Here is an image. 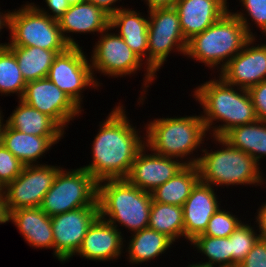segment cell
Listing matches in <instances>:
<instances>
[{"instance_id": "obj_2", "label": "cell", "mask_w": 266, "mask_h": 267, "mask_svg": "<svg viewBox=\"0 0 266 267\" xmlns=\"http://www.w3.org/2000/svg\"><path fill=\"white\" fill-rule=\"evenodd\" d=\"M217 76L196 86L192 97L203 110L200 113L208 135L222 137L231 128L253 123L258 118L248 90Z\"/></svg>"}, {"instance_id": "obj_34", "label": "cell", "mask_w": 266, "mask_h": 267, "mask_svg": "<svg viewBox=\"0 0 266 267\" xmlns=\"http://www.w3.org/2000/svg\"><path fill=\"white\" fill-rule=\"evenodd\" d=\"M242 222L241 218L221 206L211 217L203 235L229 237Z\"/></svg>"}, {"instance_id": "obj_21", "label": "cell", "mask_w": 266, "mask_h": 267, "mask_svg": "<svg viewBox=\"0 0 266 267\" xmlns=\"http://www.w3.org/2000/svg\"><path fill=\"white\" fill-rule=\"evenodd\" d=\"M8 222L19 230L24 241L34 249H53L54 238L51 217L40 207L21 208L9 213Z\"/></svg>"}, {"instance_id": "obj_26", "label": "cell", "mask_w": 266, "mask_h": 267, "mask_svg": "<svg viewBox=\"0 0 266 267\" xmlns=\"http://www.w3.org/2000/svg\"><path fill=\"white\" fill-rule=\"evenodd\" d=\"M222 138L232 147L252 156L259 165L266 157V121L257 120L233 127Z\"/></svg>"}, {"instance_id": "obj_16", "label": "cell", "mask_w": 266, "mask_h": 267, "mask_svg": "<svg viewBox=\"0 0 266 267\" xmlns=\"http://www.w3.org/2000/svg\"><path fill=\"white\" fill-rule=\"evenodd\" d=\"M185 166L180 160L156 154L145 145L137 154L126 179L139 189L152 192Z\"/></svg>"}, {"instance_id": "obj_33", "label": "cell", "mask_w": 266, "mask_h": 267, "mask_svg": "<svg viewBox=\"0 0 266 267\" xmlns=\"http://www.w3.org/2000/svg\"><path fill=\"white\" fill-rule=\"evenodd\" d=\"M239 3H241V8L243 7L242 12L240 10L233 12L231 9L229 11L240 20L251 37H258L257 32L253 33V25L254 28L255 26L259 28L262 32L260 34L266 36V0H239Z\"/></svg>"}, {"instance_id": "obj_14", "label": "cell", "mask_w": 266, "mask_h": 267, "mask_svg": "<svg viewBox=\"0 0 266 267\" xmlns=\"http://www.w3.org/2000/svg\"><path fill=\"white\" fill-rule=\"evenodd\" d=\"M21 100L51 117L64 131L70 121L83 115V110L47 77L27 82Z\"/></svg>"}, {"instance_id": "obj_46", "label": "cell", "mask_w": 266, "mask_h": 267, "mask_svg": "<svg viewBox=\"0 0 266 267\" xmlns=\"http://www.w3.org/2000/svg\"><path fill=\"white\" fill-rule=\"evenodd\" d=\"M67 1H68V3H69L70 5H74V4L83 2V1H85V0H67Z\"/></svg>"}, {"instance_id": "obj_5", "label": "cell", "mask_w": 266, "mask_h": 267, "mask_svg": "<svg viewBox=\"0 0 266 267\" xmlns=\"http://www.w3.org/2000/svg\"><path fill=\"white\" fill-rule=\"evenodd\" d=\"M99 217L114 225L124 237L148 228L152 203L151 192L143 191L127 179H106L97 184ZM119 225V226H118Z\"/></svg>"}, {"instance_id": "obj_3", "label": "cell", "mask_w": 266, "mask_h": 267, "mask_svg": "<svg viewBox=\"0 0 266 267\" xmlns=\"http://www.w3.org/2000/svg\"><path fill=\"white\" fill-rule=\"evenodd\" d=\"M143 128L145 145L150 150L185 165H196L200 157L196 153L202 152L205 140H210L201 113L153 118Z\"/></svg>"}, {"instance_id": "obj_36", "label": "cell", "mask_w": 266, "mask_h": 267, "mask_svg": "<svg viewBox=\"0 0 266 267\" xmlns=\"http://www.w3.org/2000/svg\"><path fill=\"white\" fill-rule=\"evenodd\" d=\"M238 267H266V240L259 238Z\"/></svg>"}, {"instance_id": "obj_23", "label": "cell", "mask_w": 266, "mask_h": 267, "mask_svg": "<svg viewBox=\"0 0 266 267\" xmlns=\"http://www.w3.org/2000/svg\"><path fill=\"white\" fill-rule=\"evenodd\" d=\"M142 13L128 6L121 8L110 16L109 27L116 29L115 32L147 65L149 16Z\"/></svg>"}, {"instance_id": "obj_7", "label": "cell", "mask_w": 266, "mask_h": 267, "mask_svg": "<svg viewBox=\"0 0 266 267\" xmlns=\"http://www.w3.org/2000/svg\"><path fill=\"white\" fill-rule=\"evenodd\" d=\"M112 31V28L108 27L100 36H97L99 40L93 43V49L92 52H90L91 58L89 57V59L94 78L97 84L102 86L103 83L96 78L97 75H95V73L118 79V77L123 78L126 76L128 77V75L129 77L131 75L134 76L144 69L143 83L140 88L142 91H140V97L137 98L138 105H143L145 99H147L148 88H150L152 83L156 80L157 76L147 67L144 61L130 49L124 39L116 32Z\"/></svg>"}, {"instance_id": "obj_45", "label": "cell", "mask_w": 266, "mask_h": 267, "mask_svg": "<svg viewBox=\"0 0 266 267\" xmlns=\"http://www.w3.org/2000/svg\"><path fill=\"white\" fill-rule=\"evenodd\" d=\"M186 267H217V266H212V265H208V264H203V263H200V262H197V263H193L192 264H188V266Z\"/></svg>"}, {"instance_id": "obj_9", "label": "cell", "mask_w": 266, "mask_h": 267, "mask_svg": "<svg viewBox=\"0 0 266 267\" xmlns=\"http://www.w3.org/2000/svg\"><path fill=\"white\" fill-rule=\"evenodd\" d=\"M98 182L84 168H61L45 194L40 209L48 216L86 206H98Z\"/></svg>"}, {"instance_id": "obj_13", "label": "cell", "mask_w": 266, "mask_h": 267, "mask_svg": "<svg viewBox=\"0 0 266 267\" xmlns=\"http://www.w3.org/2000/svg\"><path fill=\"white\" fill-rule=\"evenodd\" d=\"M98 217V206L81 207L52 216L54 258L63 264L73 259L89 227Z\"/></svg>"}, {"instance_id": "obj_35", "label": "cell", "mask_w": 266, "mask_h": 267, "mask_svg": "<svg viewBox=\"0 0 266 267\" xmlns=\"http://www.w3.org/2000/svg\"><path fill=\"white\" fill-rule=\"evenodd\" d=\"M24 164L0 144V182L6 187L21 174Z\"/></svg>"}, {"instance_id": "obj_10", "label": "cell", "mask_w": 266, "mask_h": 267, "mask_svg": "<svg viewBox=\"0 0 266 267\" xmlns=\"http://www.w3.org/2000/svg\"><path fill=\"white\" fill-rule=\"evenodd\" d=\"M147 13V67L157 76V71L166 64L170 53L185 56L188 41L183 35L180 18L174 7L154 9Z\"/></svg>"}, {"instance_id": "obj_8", "label": "cell", "mask_w": 266, "mask_h": 267, "mask_svg": "<svg viewBox=\"0 0 266 267\" xmlns=\"http://www.w3.org/2000/svg\"><path fill=\"white\" fill-rule=\"evenodd\" d=\"M9 34L6 46H36L46 50L70 47L63 38L58 21L40 12L29 1L11 11Z\"/></svg>"}, {"instance_id": "obj_47", "label": "cell", "mask_w": 266, "mask_h": 267, "mask_svg": "<svg viewBox=\"0 0 266 267\" xmlns=\"http://www.w3.org/2000/svg\"><path fill=\"white\" fill-rule=\"evenodd\" d=\"M5 186L0 182V193H4Z\"/></svg>"}, {"instance_id": "obj_22", "label": "cell", "mask_w": 266, "mask_h": 267, "mask_svg": "<svg viewBox=\"0 0 266 267\" xmlns=\"http://www.w3.org/2000/svg\"><path fill=\"white\" fill-rule=\"evenodd\" d=\"M63 138L64 136L26 134L4 123L1 143L25 166L42 165L46 163L39 162L40 158L45 157V154L52 149V146L57 145Z\"/></svg>"}, {"instance_id": "obj_38", "label": "cell", "mask_w": 266, "mask_h": 267, "mask_svg": "<svg viewBox=\"0 0 266 267\" xmlns=\"http://www.w3.org/2000/svg\"><path fill=\"white\" fill-rule=\"evenodd\" d=\"M46 7H40L39 5L31 2L40 12L48 15L54 20H58L70 7L67 0H43ZM48 7V8H47ZM47 8V10H46Z\"/></svg>"}, {"instance_id": "obj_4", "label": "cell", "mask_w": 266, "mask_h": 267, "mask_svg": "<svg viewBox=\"0 0 266 267\" xmlns=\"http://www.w3.org/2000/svg\"><path fill=\"white\" fill-rule=\"evenodd\" d=\"M209 139L216 145L219 144V147L217 150L213 149L214 151L208 150L207 147L202 148L196 164L202 183L216 187L215 189L218 187L224 189V186L227 188L238 185L245 187L266 185V178L261 172L263 170L252 156L232 147L222 137L209 136Z\"/></svg>"}, {"instance_id": "obj_24", "label": "cell", "mask_w": 266, "mask_h": 267, "mask_svg": "<svg viewBox=\"0 0 266 267\" xmlns=\"http://www.w3.org/2000/svg\"><path fill=\"white\" fill-rule=\"evenodd\" d=\"M128 238L127 242L126 237L124 238V253L127 252V261L131 265L147 264L162 254H167L166 251L174 245L166 235L150 228L134 232Z\"/></svg>"}, {"instance_id": "obj_20", "label": "cell", "mask_w": 266, "mask_h": 267, "mask_svg": "<svg viewBox=\"0 0 266 267\" xmlns=\"http://www.w3.org/2000/svg\"><path fill=\"white\" fill-rule=\"evenodd\" d=\"M228 0H178L174 5L180 26L188 41L202 33L229 11Z\"/></svg>"}, {"instance_id": "obj_17", "label": "cell", "mask_w": 266, "mask_h": 267, "mask_svg": "<svg viewBox=\"0 0 266 267\" xmlns=\"http://www.w3.org/2000/svg\"><path fill=\"white\" fill-rule=\"evenodd\" d=\"M124 253V237L114 225L98 217L89 227L81 247L74 256L82 259L114 262Z\"/></svg>"}, {"instance_id": "obj_30", "label": "cell", "mask_w": 266, "mask_h": 267, "mask_svg": "<svg viewBox=\"0 0 266 267\" xmlns=\"http://www.w3.org/2000/svg\"><path fill=\"white\" fill-rule=\"evenodd\" d=\"M26 87V82L14 53L7 47H0V96L16 94L21 99Z\"/></svg>"}, {"instance_id": "obj_18", "label": "cell", "mask_w": 266, "mask_h": 267, "mask_svg": "<svg viewBox=\"0 0 266 267\" xmlns=\"http://www.w3.org/2000/svg\"><path fill=\"white\" fill-rule=\"evenodd\" d=\"M57 21L66 43L71 47H79V40L76 41L73 34L96 33L99 36L109 27L110 16L93 3L83 1L70 5Z\"/></svg>"}, {"instance_id": "obj_28", "label": "cell", "mask_w": 266, "mask_h": 267, "mask_svg": "<svg viewBox=\"0 0 266 267\" xmlns=\"http://www.w3.org/2000/svg\"><path fill=\"white\" fill-rule=\"evenodd\" d=\"M15 55L25 82L48 76L50 67L58 53L65 50H46L36 46H7Z\"/></svg>"}, {"instance_id": "obj_41", "label": "cell", "mask_w": 266, "mask_h": 267, "mask_svg": "<svg viewBox=\"0 0 266 267\" xmlns=\"http://www.w3.org/2000/svg\"><path fill=\"white\" fill-rule=\"evenodd\" d=\"M141 1H144V4L148 6L147 11H151L154 9L174 7V5L178 0H141Z\"/></svg>"}, {"instance_id": "obj_19", "label": "cell", "mask_w": 266, "mask_h": 267, "mask_svg": "<svg viewBox=\"0 0 266 267\" xmlns=\"http://www.w3.org/2000/svg\"><path fill=\"white\" fill-rule=\"evenodd\" d=\"M213 186L199 181L182 206L184 220V240L192 241L203 234L213 214L221 207Z\"/></svg>"}, {"instance_id": "obj_31", "label": "cell", "mask_w": 266, "mask_h": 267, "mask_svg": "<svg viewBox=\"0 0 266 267\" xmlns=\"http://www.w3.org/2000/svg\"><path fill=\"white\" fill-rule=\"evenodd\" d=\"M189 243L193 249L196 248L194 251L197 250V253L205 256L202 261H199L200 263L230 267V236L210 237L200 234Z\"/></svg>"}, {"instance_id": "obj_40", "label": "cell", "mask_w": 266, "mask_h": 267, "mask_svg": "<svg viewBox=\"0 0 266 267\" xmlns=\"http://www.w3.org/2000/svg\"><path fill=\"white\" fill-rule=\"evenodd\" d=\"M88 2L93 3L97 7L101 8L104 12H106L109 16L120 10L121 8H124V6L116 5L117 3H120L122 0H85Z\"/></svg>"}, {"instance_id": "obj_25", "label": "cell", "mask_w": 266, "mask_h": 267, "mask_svg": "<svg viewBox=\"0 0 266 267\" xmlns=\"http://www.w3.org/2000/svg\"><path fill=\"white\" fill-rule=\"evenodd\" d=\"M4 122L11 128L35 136H65L66 132L48 115L21 99Z\"/></svg>"}, {"instance_id": "obj_11", "label": "cell", "mask_w": 266, "mask_h": 267, "mask_svg": "<svg viewBox=\"0 0 266 267\" xmlns=\"http://www.w3.org/2000/svg\"><path fill=\"white\" fill-rule=\"evenodd\" d=\"M82 49V46H70L64 52L58 53L47 78L84 111L82 93L87 88L99 90L100 86L94 78L90 59Z\"/></svg>"}, {"instance_id": "obj_15", "label": "cell", "mask_w": 266, "mask_h": 267, "mask_svg": "<svg viewBox=\"0 0 266 267\" xmlns=\"http://www.w3.org/2000/svg\"><path fill=\"white\" fill-rule=\"evenodd\" d=\"M256 42L259 41L252 37L217 75L228 84L247 90L265 81L266 42Z\"/></svg>"}, {"instance_id": "obj_42", "label": "cell", "mask_w": 266, "mask_h": 267, "mask_svg": "<svg viewBox=\"0 0 266 267\" xmlns=\"http://www.w3.org/2000/svg\"><path fill=\"white\" fill-rule=\"evenodd\" d=\"M1 8V7H0ZM1 10V9H0ZM11 11L12 10H6L3 12L0 11V33L2 32V30L5 28L7 29V31L9 30L10 28V14H11ZM0 37H1V34H0ZM8 42H5V43H1L0 42V47L2 46H6Z\"/></svg>"}, {"instance_id": "obj_32", "label": "cell", "mask_w": 266, "mask_h": 267, "mask_svg": "<svg viewBox=\"0 0 266 267\" xmlns=\"http://www.w3.org/2000/svg\"><path fill=\"white\" fill-rule=\"evenodd\" d=\"M255 226L242 221L230 235V267L238 266L260 238Z\"/></svg>"}, {"instance_id": "obj_44", "label": "cell", "mask_w": 266, "mask_h": 267, "mask_svg": "<svg viewBox=\"0 0 266 267\" xmlns=\"http://www.w3.org/2000/svg\"><path fill=\"white\" fill-rule=\"evenodd\" d=\"M4 113H3V111H2V109H1V107H0V144H1V141H2V131H3V128H4V115H3Z\"/></svg>"}, {"instance_id": "obj_39", "label": "cell", "mask_w": 266, "mask_h": 267, "mask_svg": "<svg viewBox=\"0 0 266 267\" xmlns=\"http://www.w3.org/2000/svg\"><path fill=\"white\" fill-rule=\"evenodd\" d=\"M256 211L254 222H256L259 237L266 240V201L262 202Z\"/></svg>"}, {"instance_id": "obj_27", "label": "cell", "mask_w": 266, "mask_h": 267, "mask_svg": "<svg viewBox=\"0 0 266 267\" xmlns=\"http://www.w3.org/2000/svg\"><path fill=\"white\" fill-rule=\"evenodd\" d=\"M199 181L197 166L186 165L174 177L151 192L152 201L182 207Z\"/></svg>"}, {"instance_id": "obj_6", "label": "cell", "mask_w": 266, "mask_h": 267, "mask_svg": "<svg viewBox=\"0 0 266 267\" xmlns=\"http://www.w3.org/2000/svg\"><path fill=\"white\" fill-rule=\"evenodd\" d=\"M251 38L240 20L227 11L202 33L188 40L185 57L219 73Z\"/></svg>"}, {"instance_id": "obj_12", "label": "cell", "mask_w": 266, "mask_h": 267, "mask_svg": "<svg viewBox=\"0 0 266 267\" xmlns=\"http://www.w3.org/2000/svg\"><path fill=\"white\" fill-rule=\"evenodd\" d=\"M61 168L56 164L24 166L21 174L5 187L7 213L21 208L40 207Z\"/></svg>"}, {"instance_id": "obj_37", "label": "cell", "mask_w": 266, "mask_h": 267, "mask_svg": "<svg viewBox=\"0 0 266 267\" xmlns=\"http://www.w3.org/2000/svg\"><path fill=\"white\" fill-rule=\"evenodd\" d=\"M258 120L266 121V80L248 89Z\"/></svg>"}, {"instance_id": "obj_1", "label": "cell", "mask_w": 266, "mask_h": 267, "mask_svg": "<svg viewBox=\"0 0 266 267\" xmlns=\"http://www.w3.org/2000/svg\"><path fill=\"white\" fill-rule=\"evenodd\" d=\"M115 104L99 122V129L92 142V160L86 166L97 181L106 179H126L139 151L145 146V132L134 126L122 103Z\"/></svg>"}, {"instance_id": "obj_29", "label": "cell", "mask_w": 266, "mask_h": 267, "mask_svg": "<svg viewBox=\"0 0 266 267\" xmlns=\"http://www.w3.org/2000/svg\"><path fill=\"white\" fill-rule=\"evenodd\" d=\"M148 228L163 233L173 242L184 240L183 209L178 205L152 201Z\"/></svg>"}, {"instance_id": "obj_43", "label": "cell", "mask_w": 266, "mask_h": 267, "mask_svg": "<svg viewBox=\"0 0 266 267\" xmlns=\"http://www.w3.org/2000/svg\"><path fill=\"white\" fill-rule=\"evenodd\" d=\"M9 214L6 210L4 193H0V225L8 223Z\"/></svg>"}]
</instances>
